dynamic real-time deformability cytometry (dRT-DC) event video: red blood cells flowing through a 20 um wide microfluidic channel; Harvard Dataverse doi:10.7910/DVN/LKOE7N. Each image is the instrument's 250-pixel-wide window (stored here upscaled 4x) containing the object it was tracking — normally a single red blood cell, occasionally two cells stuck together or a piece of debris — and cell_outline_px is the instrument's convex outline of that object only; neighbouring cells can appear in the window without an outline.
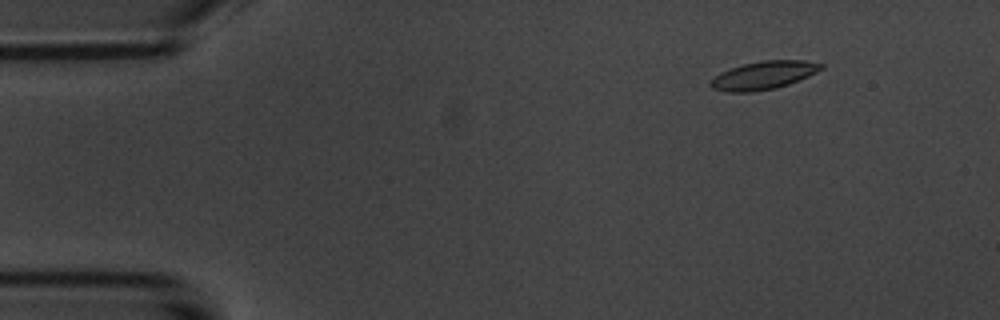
{"species": "common noctule bat (a hibernating species)", "species_latin": "Nyctalus noctula", "temperature_condition": "room temperature", "stored_images_in_passage": 8, "camera_frame_rate_fps": 3000, "um_per_image_px": 0.085, "animal": {"sex": "male", "body_mass_g": 20.1, "forearm_length_mm": 53.5}, "frame": {"image": 1, "passage_image": 2, "time_ms": 1.0, "image_size_px": [1000, 320], "cell_outline_px": [[824, 68], [808, 76], [788, 84], [776, 88], [752, 92], [728, 92], [712, 88], [708, 84], [720, 72], [744, 64], [764, 60], [804, 60], [824, 64]], "centroid_in_image_um": [64.92, 6.4], "position_along_channel_um": 20.1, "area_um2": 17.98}}
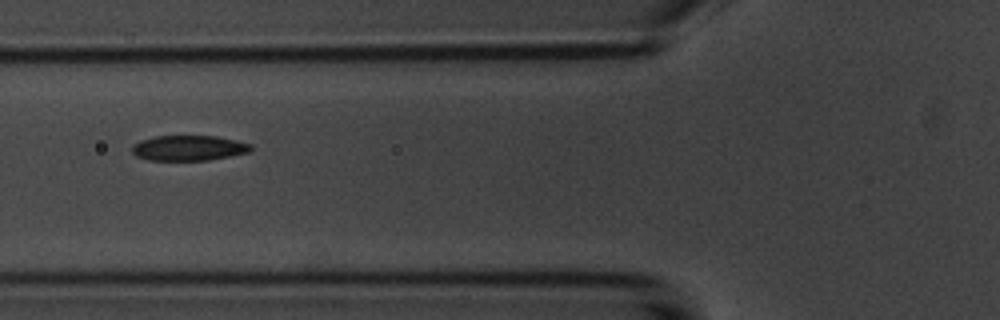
{"frame": {"image": 2, "passage_image": 6, "time_ms": 5.667, "image_size_px": [1000, 320], "cell_outline_px": [[252, 148], [248, 152], [208, 160], [148, 160], [136, 156], [132, 152], [132, 144], [140, 140], [152, 136], [216, 136], [236, 140], [252, 144]], "centroid_in_image_um": [16.0, 12.57], "position_along_channel_um": 109.8, "area_um2": 17.51}}
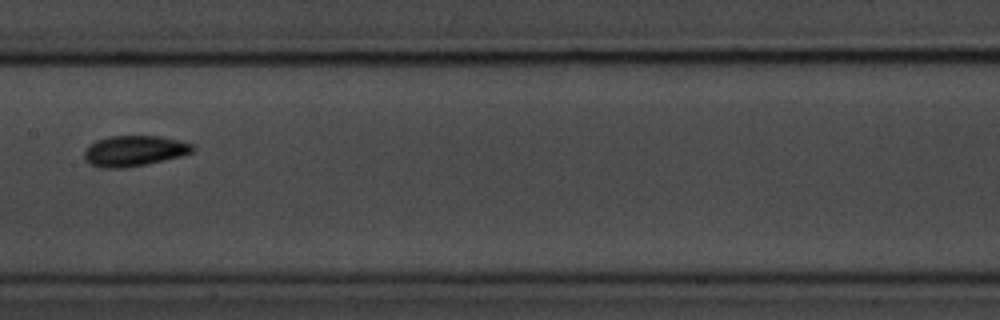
{"frame": {"image": 3, "passage_image": 8, "time_ms": 8.0, "image_size_px": [1000, 320], "cell_outline_px": [[196, 148], [192, 152], [180, 156], [144, 164], [124, 168], [100, 168], [88, 164], [84, 160], [84, 152], [96, 140], [108, 136], [160, 136], [192, 144]], "centroid_in_image_um": [11.37, 12.83], "position_along_channel_um": 196.0, "area_um2": 19.19}}